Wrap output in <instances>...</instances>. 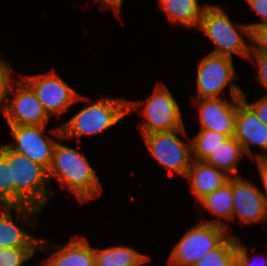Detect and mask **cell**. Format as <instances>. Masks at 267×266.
Masks as SVG:
<instances>
[{
    "label": "cell",
    "mask_w": 267,
    "mask_h": 266,
    "mask_svg": "<svg viewBox=\"0 0 267 266\" xmlns=\"http://www.w3.org/2000/svg\"><path fill=\"white\" fill-rule=\"evenodd\" d=\"M262 21L248 23L250 29L256 26L267 25V0H245Z\"/></svg>",
    "instance_id": "4dcf8cb0"
},
{
    "label": "cell",
    "mask_w": 267,
    "mask_h": 266,
    "mask_svg": "<svg viewBox=\"0 0 267 266\" xmlns=\"http://www.w3.org/2000/svg\"><path fill=\"white\" fill-rule=\"evenodd\" d=\"M96 1H101L102 5L104 6V10L107 7H110L116 13V17L119 19L121 18L120 12L123 5V0H96Z\"/></svg>",
    "instance_id": "d6a6232c"
},
{
    "label": "cell",
    "mask_w": 267,
    "mask_h": 266,
    "mask_svg": "<svg viewBox=\"0 0 267 266\" xmlns=\"http://www.w3.org/2000/svg\"><path fill=\"white\" fill-rule=\"evenodd\" d=\"M233 194H232V177L223 186L216 189L213 193L205 196L199 202L204 209L209 210L217 218L211 220H200L202 222L223 226L227 229L228 224L221 219L233 221Z\"/></svg>",
    "instance_id": "d6986e66"
},
{
    "label": "cell",
    "mask_w": 267,
    "mask_h": 266,
    "mask_svg": "<svg viewBox=\"0 0 267 266\" xmlns=\"http://www.w3.org/2000/svg\"><path fill=\"white\" fill-rule=\"evenodd\" d=\"M56 248V249H52ZM38 250L49 252L42 266H95L94 247L84 236H74L64 246H48L46 240L39 241Z\"/></svg>",
    "instance_id": "2e32d148"
},
{
    "label": "cell",
    "mask_w": 267,
    "mask_h": 266,
    "mask_svg": "<svg viewBox=\"0 0 267 266\" xmlns=\"http://www.w3.org/2000/svg\"><path fill=\"white\" fill-rule=\"evenodd\" d=\"M234 137L241 143L245 155L252 159L267 157V126L242 100L237 105ZM251 145L258 146L265 154H253Z\"/></svg>",
    "instance_id": "9a60e30c"
},
{
    "label": "cell",
    "mask_w": 267,
    "mask_h": 266,
    "mask_svg": "<svg viewBox=\"0 0 267 266\" xmlns=\"http://www.w3.org/2000/svg\"><path fill=\"white\" fill-rule=\"evenodd\" d=\"M8 127L13 140L7 145L13 151L27 156L30 160L49 170L57 141L45 134L47 126L20 125Z\"/></svg>",
    "instance_id": "8fae6325"
},
{
    "label": "cell",
    "mask_w": 267,
    "mask_h": 266,
    "mask_svg": "<svg viewBox=\"0 0 267 266\" xmlns=\"http://www.w3.org/2000/svg\"><path fill=\"white\" fill-rule=\"evenodd\" d=\"M21 77L34 90L50 118L52 115L60 117L64 112H68L71 105L88 99L67 84L54 69L43 74Z\"/></svg>",
    "instance_id": "9c48e42d"
},
{
    "label": "cell",
    "mask_w": 267,
    "mask_h": 266,
    "mask_svg": "<svg viewBox=\"0 0 267 266\" xmlns=\"http://www.w3.org/2000/svg\"><path fill=\"white\" fill-rule=\"evenodd\" d=\"M254 160H256V165L259 170V175L262 180V185L265 191V193L263 192V195L265 196L267 203V157L263 156Z\"/></svg>",
    "instance_id": "1f68e13d"
},
{
    "label": "cell",
    "mask_w": 267,
    "mask_h": 266,
    "mask_svg": "<svg viewBox=\"0 0 267 266\" xmlns=\"http://www.w3.org/2000/svg\"><path fill=\"white\" fill-rule=\"evenodd\" d=\"M257 63V75L256 80L259 84L266 89L267 91V55L260 53H250L248 57V61ZM267 98V92L264 96Z\"/></svg>",
    "instance_id": "83f0119b"
},
{
    "label": "cell",
    "mask_w": 267,
    "mask_h": 266,
    "mask_svg": "<svg viewBox=\"0 0 267 266\" xmlns=\"http://www.w3.org/2000/svg\"><path fill=\"white\" fill-rule=\"evenodd\" d=\"M197 98L225 97V88L229 87L230 99L241 98L243 90L234 82L236 76L233 59L228 56L207 53L198 62Z\"/></svg>",
    "instance_id": "8992f818"
},
{
    "label": "cell",
    "mask_w": 267,
    "mask_h": 266,
    "mask_svg": "<svg viewBox=\"0 0 267 266\" xmlns=\"http://www.w3.org/2000/svg\"><path fill=\"white\" fill-rule=\"evenodd\" d=\"M127 99L102 96L91 104H86L76 112L68 121L49 133L59 139L76 138L81 144L82 136H94L107 131L118 124L128 114Z\"/></svg>",
    "instance_id": "7a4b0ae2"
},
{
    "label": "cell",
    "mask_w": 267,
    "mask_h": 266,
    "mask_svg": "<svg viewBox=\"0 0 267 266\" xmlns=\"http://www.w3.org/2000/svg\"><path fill=\"white\" fill-rule=\"evenodd\" d=\"M0 152L11 166L12 181L15 184V206H31L43 210L51 194L48 170L13 151L7 143L0 145ZM52 193H51V192Z\"/></svg>",
    "instance_id": "3957f363"
},
{
    "label": "cell",
    "mask_w": 267,
    "mask_h": 266,
    "mask_svg": "<svg viewBox=\"0 0 267 266\" xmlns=\"http://www.w3.org/2000/svg\"><path fill=\"white\" fill-rule=\"evenodd\" d=\"M197 29L203 31L215 45L209 53L231 58L234 54L248 60L251 52V29L248 24L233 23L222 7L207 4ZM241 33L248 38L249 43Z\"/></svg>",
    "instance_id": "277c9868"
},
{
    "label": "cell",
    "mask_w": 267,
    "mask_h": 266,
    "mask_svg": "<svg viewBox=\"0 0 267 266\" xmlns=\"http://www.w3.org/2000/svg\"><path fill=\"white\" fill-rule=\"evenodd\" d=\"M0 205L15 206V184L12 181L11 166L0 152Z\"/></svg>",
    "instance_id": "cb8c5ba5"
},
{
    "label": "cell",
    "mask_w": 267,
    "mask_h": 266,
    "mask_svg": "<svg viewBox=\"0 0 267 266\" xmlns=\"http://www.w3.org/2000/svg\"><path fill=\"white\" fill-rule=\"evenodd\" d=\"M245 153L241 143L235 137H229L211 152L204 160L205 163L224 171L230 177L239 176L238 163Z\"/></svg>",
    "instance_id": "44dd1931"
},
{
    "label": "cell",
    "mask_w": 267,
    "mask_h": 266,
    "mask_svg": "<svg viewBox=\"0 0 267 266\" xmlns=\"http://www.w3.org/2000/svg\"><path fill=\"white\" fill-rule=\"evenodd\" d=\"M127 107L128 114L136 111L139 107L142 108L141 115L145 120L138 125L142 136L185 128L180 106L163 83L156 84L154 91L147 98V102L128 100Z\"/></svg>",
    "instance_id": "5b68a950"
},
{
    "label": "cell",
    "mask_w": 267,
    "mask_h": 266,
    "mask_svg": "<svg viewBox=\"0 0 267 266\" xmlns=\"http://www.w3.org/2000/svg\"><path fill=\"white\" fill-rule=\"evenodd\" d=\"M158 7L167 15L172 24L185 28H198L204 8L208 3L198 0H158Z\"/></svg>",
    "instance_id": "ac0fdd59"
},
{
    "label": "cell",
    "mask_w": 267,
    "mask_h": 266,
    "mask_svg": "<svg viewBox=\"0 0 267 266\" xmlns=\"http://www.w3.org/2000/svg\"><path fill=\"white\" fill-rule=\"evenodd\" d=\"M178 135L187 137L185 128L143 135V140L150 154L170 175L174 172L185 178L192 161L191 140L184 142Z\"/></svg>",
    "instance_id": "ba28073f"
},
{
    "label": "cell",
    "mask_w": 267,
    "mask_h": 266,
    "mask_svg": "<svg viewBox=\"0 0 267 266\" xmlns=\"http://www.w3.org/2000/svg\"><path fill=\"white\" fill-rule=\"evenodd\" d=\"M48 176L49 180L54 178L62 188L74 194L80 203L98 198L103 190L98 175L85 154L58 141Z\"/></svg>",
    "instance_id": "6da1fadb"
},
{
    "label": "cell",
    "mask_w": 267,
    "mask_h": 266,
    "mask_svg": "<svg viewBox=\"0 0 267 266\" xmlns=\"http://www.w3.org/2000/svg\"><path fill=\"white\" fill-rule=\"evenodd\" d=\"M147 261L149 256L127 245L94 248L95 266H141Z\"/></svg>",
    "instance_id": "ffe728a7"
},
{
    "label": "cell",
    "mask_w": 267,
    "mask_h": 266,
    "mask_svg": "<svg viewBox=\"0 0 267 266\" xmlns=\"http://www.w3.org/2000/svg\"><path fill=\"white\" fill-rule=\"evenodd\" d=\"M12 68L6 60L0 57V112L4 115L12 81Z\"/></svg>",
    "instance_id": "484cf974"
},
{
    "label": "cell",
    "mask_w": 267,
    "mask_h": 266,
    "mask_svg": "<svg viewBox=\"0 0 267 266\" xmlns=\"http://www.w3.org/2000/svg\"><path fill=\"white\" fill-rule=\"evenodd\" d=\"M237 236L228 235L216 248L206 253L193 266H235Z\"/></svg>",
    "instance_id": "7402d4cb"
},
{
    "label": "cell",
    "mask_w": 267,
    "mask_h": 266,
    "mask_svg": "<svg viewBox=\"0 0 267 266\" xmlns=\"http://www.w3.org/2000/svg\"><path fill=\"white\" fill-rule=\"evenodd\" d=\"M38 248H0V266H23Z\"/></svg>",
    "instance_id": "d4e9b609"
},
{
    "label": "cell",
    "mask_w": 267,
    "mask_h": 266,
    "mask_svg": "<svg viewBox=\"0 0 267 266\" xmlns=\"http://www.w3.org/2000/svg\"><path fill=\"white\" fill-rule=\"evenodd\" d=\"M255 258L249 257L247 246H244L241 242L239 237L237 236V251H236V260L235 266H252V263ZM262 263V264H261ZM261 263L258 262L257 266H267V257H264L261 260Z\"/></svg>",
    "instance_id": "f1b7e54d"
},
{
    "label": "cell",
    "mask_w": 267,
    "mask_h": 266,
    "mask_svg": "<svg viewBox=\"0 0 267 266\" xmlns=\"http://www.w3.org/2000/svg\"><path fill=\"white\" fill-rule=\"evenodd\" d=\"M229 137L207 129H199L195 137L191 138L192 159L204 161L207 156L217 149Z\"/></svg>",
    "instance_id": "603a6c76"
},
{
    "label": "cell",
    "mask_w": 267,
    "mask_h": 266,
    "mask_svg": "<svg viewBox=\"0 0 267 266\" xmlns=\"http://www.w3.org/2000/svg\"><path fill=\"white\" fill-rule=\"evenodd\" d=\"M241 100L255 113L260 121L267 126V98L261 97L255 102L248 103L244 91Z\"/></svg>",
    "instance_id": "f546056e"
},
{
    "label": "cell",
    "mask_w": 267,
    "mask_h": 266,
    "mask_svg": "<svg viewBox=\"0 0 267 266\" xmlns=\"http://www.w3.org/2000/svg\"><path fill=\"white\" fill-rule=\"evenodd\" d=\"M228 235L227 229L220 225L200 221L186 230L173 247L169 256V266H193L206 253L216 248Z\"/></svg>",
    "instance_id": "52a82bcc"
},
{
    "label": "cell",
    "mask_w": 267,
    "mask_h": 266,
    "mask_svg": "<svg viewBox=\"0 0 267 266\" xmlns=\"http://www.w3.org/2000/svg\"><path fill=\"white\" fill-rule=\"evenodd\" d=\"M198 105L200 129H207L234 137L237 105L241 98L225 97L193 99Z\"/></svg>",
    "instance_id": "5bb4252c"
},
{
    "label": "cell",
    "mask_w": 267,
    "mask_h": 266,
    "mask_svg": "<svg viewBox=\"0 0 267 266\" xmlns=\"http://www.w3.org/2000/svg\"><path fill=\"white\" fill-rule=\"evenodd\" d=\"M14 82L16 87L11 85L9 96L12 95V98H8L3 115L7 125L47 126L50 117L31 86L21 76L19 81L16 79Z\"/></svg>",
    "instance_id": "30bf717a"
},
{
    "label": "cell",
    "mask_w": 267,
    "mask_h": 266,
    "mask_svg": "<svg viewBox=\"0 0 267 266\" xmlns=\"http://www.w3.org/2000/svg\"><path fill=\"white\" fill-rule=\"evenodd\" d=\"M233 221L242 225L267 222V203L263 191L253 181L232 177Z\"/></svg>",
    "instance_id": "4fadbf2b"
},
{
    "label": "cell",
    "mask_w": 267,
    "mask_h": 266,
    "mask_svg": "<svg viewBox=\"0 0 267 266\" xmlns=\"http://www.w3.org/2000/svg\"><path fill=\"white\" fill-rule=\"evenodd\" d=\"M12 211L16 212V222ZM40 213V209L31 206L0 205V248H38L40 238L27 233L17 222L23 224L26 221L33 228Z\"/></svg>",
    "instance_id": "7c38bea8"
},
{
    "label": "cell",
    "mask_w": 267,
    "mask_h": 266,
    "mask_svg": "<svg viewBox=\"0 0 267 266\" xmlns=\"http://www.w3.org/2000/svg\"><path fill=\"white\" fill-rule=\"evenodd\" d=\"M267 55V25L251 29V52Z\"/></svg>",
    "instance_id": "4316f807"
},
{
    "label": "cell",
    "mask_w": 267,
    "mask_h": 266,
    "mask_svg": "<svg viewBox=\"0 0 267 266\" xmlns=\"http://www.w3.org/2000/svg\"><path fill=\"white\" fill-rule=\"evenodd\" d=\"M185 178L190 182V190L193 192L196 202H199L227 183L230 176L204 161L192 159Z\"/></svg>",
    "instance_id": "e0dca14e"
}]
</instances>
